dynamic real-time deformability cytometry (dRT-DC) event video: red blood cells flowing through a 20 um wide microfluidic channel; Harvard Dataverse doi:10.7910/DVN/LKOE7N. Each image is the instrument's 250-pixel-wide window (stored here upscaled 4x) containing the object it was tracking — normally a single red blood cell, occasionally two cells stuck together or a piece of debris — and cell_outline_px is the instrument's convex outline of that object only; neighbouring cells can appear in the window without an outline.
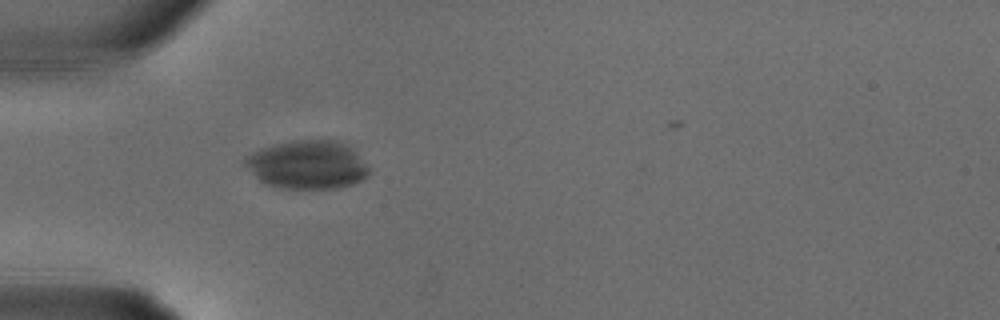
{"species": "common noctule bat (a hibernating species)", "species_latin": "Nyctalus noctula", "temperature_condition": "warm", "stored_images_in_passage": 3, "camera_frame_rate_fps": 3000, "um_per_image_px": 0.085, "animal": {"sex": "male", "body_mass_g": 18.8}, "frame": {"image": 1, "passage_image": 1, "time_ms": 0.0, "image_size_px": [1000, 320], "cell_outline_px": [[368, 176], [352, 184], [336, 188], [284, 188], [264, 184], [244, 164], [244, 156], [260, 148], [292, 140], [336, 140], [348, 144], [356, 152], [368, 168]], "centroid_in_image_um": [26.11, 13.99], "position_along_channel_um": 58.9, "area_um2": 34.85}}
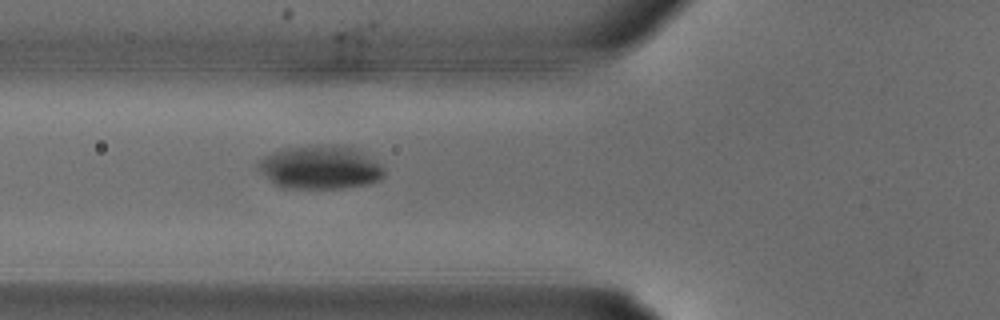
{"frame": {"image": 2, "passage_image": 3, "time_ms": 0.667, "image_size_px": [1000, 320], "cell_outline_px": [[384, 176], [380, 180], [368, 184], [344, 188], [284, 188], [276, 184], [264, 176], [256, 168], [256, 164], [264, 156], [272, 152], [292, 148], [352, 148], [368, 156], [380, 164], [384, 168]], "centroid_in_image_um": [27.2, 14.29], "position_along_channel_um": 98.6, "area_um2": 30.75}}